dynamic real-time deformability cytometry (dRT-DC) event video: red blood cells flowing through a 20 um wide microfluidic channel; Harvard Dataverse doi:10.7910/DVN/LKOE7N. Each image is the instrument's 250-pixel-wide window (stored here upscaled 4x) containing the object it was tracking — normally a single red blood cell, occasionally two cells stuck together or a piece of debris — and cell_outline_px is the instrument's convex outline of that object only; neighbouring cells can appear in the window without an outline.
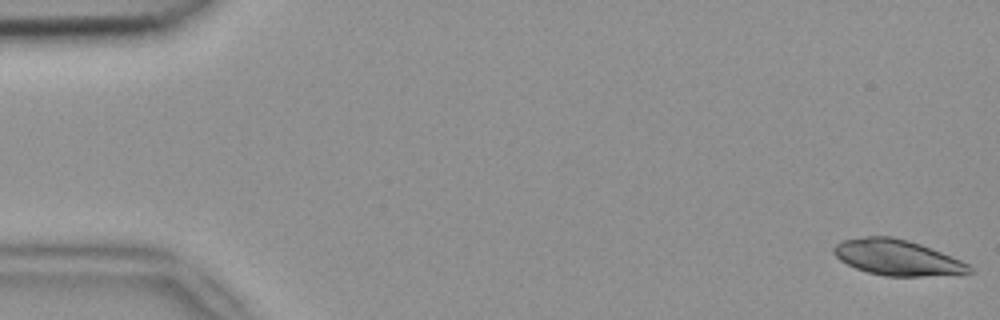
{"species": "common noctule bat (a hibernating species)", "species_latin": "Nyctalus noctula", "temperature_condition": "room temperature", "stored_images_in_passage": 52, "camera_frame_rate_fps": 3000, "um_per_image_px": 0.085, "animal": {"sex": "female", "body_mass_g": 18.4}, "frame": {"image": 1, "passage_image": 1, "time_ms": 0.0, "image_size_px": [1000, 320], "cell_outline_px": [[972, 272], [924, 276], [884, 276], [868, 272], [856, 268], [840, 260], [832, 252], [832, 248], [840, 240], [864, 236], [892, 236], [908, 240], [920, 244], [960, 260], [968, 264], [972, 268]], "centroid_in_image_um": [76.19, 21.87], "position_along_channel_um": 8.8, "area_um2": 27.92}}
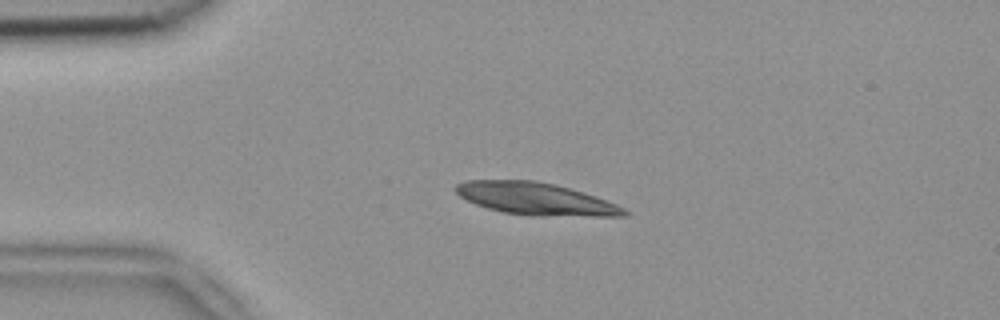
{"frame": {"image": 2, "passage_image": 12, "time_ms": 3.667, "image_size_px": [1000, 320], "cell_outline_px": [[632, 212], [628, 216], [528, 216], [500, 212], [476, 204], [460, 196], [452, 188], [456, 184], [464, 180], [536, 180], [556, 184], [596, 196], [616, 204]], "centroid_in_image_um": [45.55, 16.9], "position_along_channel_um": 39.5, "area_um2": 32.14}}